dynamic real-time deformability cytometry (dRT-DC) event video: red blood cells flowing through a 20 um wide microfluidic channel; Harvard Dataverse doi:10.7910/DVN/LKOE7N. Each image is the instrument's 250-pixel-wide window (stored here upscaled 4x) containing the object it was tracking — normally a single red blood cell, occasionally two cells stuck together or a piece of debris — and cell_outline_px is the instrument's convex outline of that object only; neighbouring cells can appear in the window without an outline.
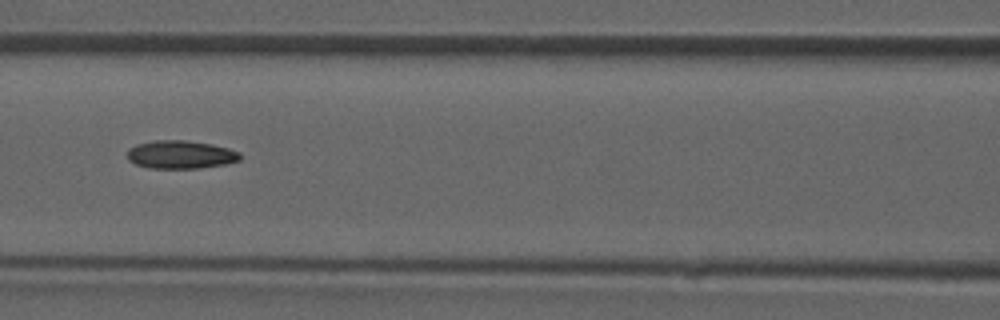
{"species": "common noctule bat (a hibernating species)", "species_latin": "Nyctalus noctula", "temperature_condition": "room temperature", "stored_images_in_passage": 49, "camera_frame_rate_fps": 3000, "um_per_image_px": 0.085, "animal": {"sex": "male", "forearm_length_mm": 52.5}, "frame": {"image": 1, "passage_image": 22, "time_ms": 7.0, "image_size_px": [1000, 320], "cell_outline_px": [[240, 160], [224, 164], [200, 168], [148, 168], [136, 164], [128, 160], [128, 148], [136, 144], [152, 140], [184, 140], [212, 144], [228, 148], [240, 152]], "centroid_in_image_um": [15.33, 13.13], "position_along_channel_um": 151.3, "area_um2": 18.55}}